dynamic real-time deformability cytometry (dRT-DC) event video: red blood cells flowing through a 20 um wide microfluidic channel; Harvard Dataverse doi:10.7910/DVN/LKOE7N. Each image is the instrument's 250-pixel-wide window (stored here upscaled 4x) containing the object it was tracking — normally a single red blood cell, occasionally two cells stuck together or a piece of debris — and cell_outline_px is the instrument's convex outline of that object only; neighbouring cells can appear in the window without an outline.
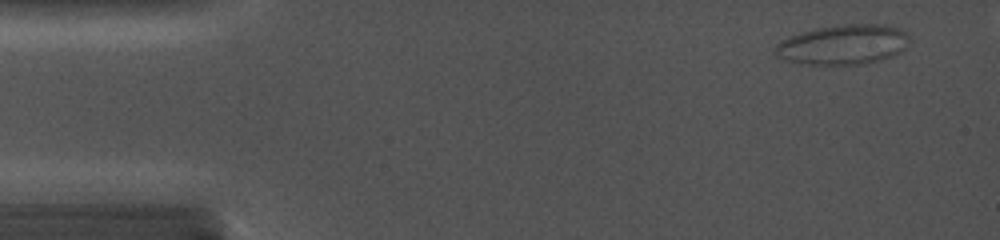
{"species": "common noctule bat (a hibernating species)", "species_latin": "Nyctalus noctula", "temperature_condition": "cold", "stored_images_in_passage": 29, "camera_frame_rate_fps": 5000, "um_per_image_px": 0.085, "animal": {"sex": "female", "body_mass_g": 19.0, "forearm_length_mm": 56.7}, "frame": {"image": 1, "passage_image": 3, "time_ms": 1.0, "image_size_px": [1000, 240], "cell_outline_px": [[912, 40], [900, 52], [892, 56], [880, 60], [860, 64], [808, 64], [784, 60], [776, 56], [772, 52], [772, 48], [780, 40], [788, 36], [816, 28], [840, 24], [884, 24], [900, 28], [908, 32]], "centroid_in_image_um": [71.66, 3.77], "position_along_channel_um": 13.3, "area_um2": 31.67}}
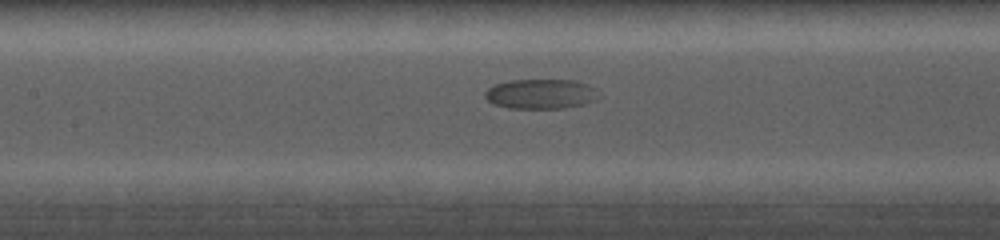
{"frame": {"image": 2, "passage_image": 18, "time_ms": 9.0, "image_size_px": [1000, 240], "cell_outline_px": [[604, 96], [596, 100], [584, 104], [564, 108], [508, 108], [492, 104], [484, 96], [484, 92], [488, 88], [496, 84], [508, 80], [576, 80], [596, 88]], "centroid_in_image_um": [46.02, 7.98], "position_along_channel_um": 161.4, "area_um2": 20.11}}
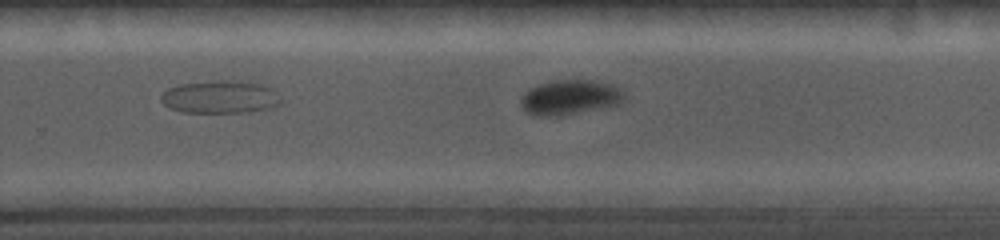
{"frame": {"image": 3, "passage_image": 29, "time_ms": 13.6, "image_size_px": [1000, 240], "cell_outline_px": [[624, 100], [620, 104], [556, 116], [536, 116], [528, 112], [520, 104], [520, 96], [528, 88], [540, 84], [556, 80], [592, 80], [608, 84], [620, 88], [624, 92]], "centroid_in_image_um": [48.41, 8.26], "position_along_channel_um": 281.4, "area_um2": 20.81}}